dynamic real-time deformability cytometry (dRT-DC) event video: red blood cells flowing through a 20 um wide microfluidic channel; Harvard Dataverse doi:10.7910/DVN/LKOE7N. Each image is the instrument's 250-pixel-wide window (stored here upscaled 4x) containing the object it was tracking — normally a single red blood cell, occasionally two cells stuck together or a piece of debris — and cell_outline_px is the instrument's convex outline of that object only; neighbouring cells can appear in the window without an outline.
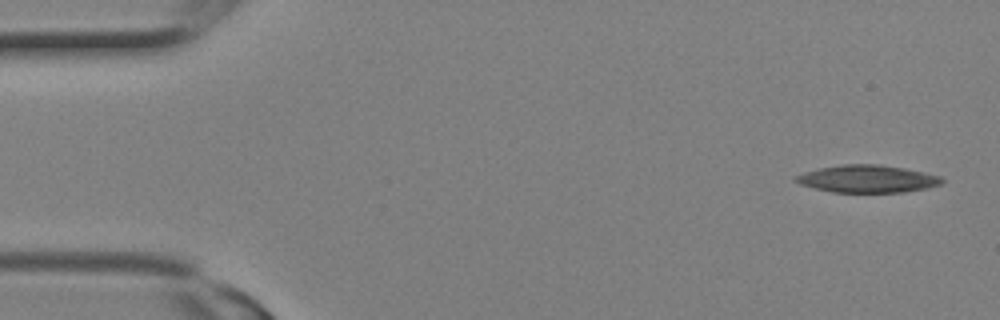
{"species": "Egyptian fruit bat (a non-hibernating species)", "species_latin": "Rousettus aegyptiacus", "temperature_condition": "room temperature", "stored_images_in_passage": 2, "camera_frame_rate_fps": 3000, "um_per_image_px": 0.085, "animal": {"sex": "female"}, "frame": {"image": 1, "passage_image": 1, "time_ms": 0.0, "image_size_px": [1000, 320], "cell_outline_px": [[944, 180], [940, 184], [924, 188], [904, 192], [832, 192], [800, 184], [792, 180], [792, 176], [804, 172], [820, 168], [840, 164], [880, 164], [904, 168], [924, 172], [940, 176]], "centroid_in_image_um": [73.68, 15.19], "position_along_channel_um": 11.3, "area_um2": 23.35}}